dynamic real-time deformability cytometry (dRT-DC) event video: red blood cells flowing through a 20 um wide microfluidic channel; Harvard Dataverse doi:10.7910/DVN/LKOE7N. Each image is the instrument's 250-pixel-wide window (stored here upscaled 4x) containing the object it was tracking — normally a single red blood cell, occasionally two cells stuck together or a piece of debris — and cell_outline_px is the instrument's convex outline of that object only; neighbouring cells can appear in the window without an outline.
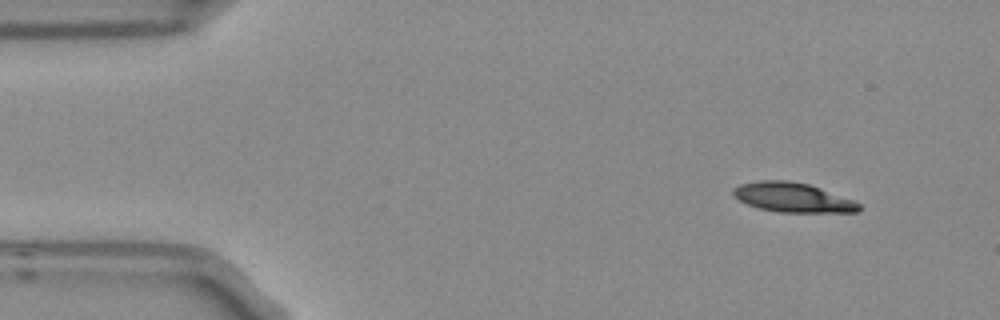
{"species": "Egyptian fruit bat (a non-hibernating species)", "species_latin": "Rousettus aegyptiacus", "temperature_condition": "room temperature", "stored_images_in_passage": 4, "camera_frame_rate_fps": 3000, "um_per_image_px": 0.085, "frame": {"image": 1, "passage_image": 1, "time_ms": 0.0, "image_size_px": [1000, 320], "cell_outline_px": [[860, 208], [856, 212], [780, 212], [760, 208], [748, 204], [732, 196], [732, 188], [740, 184], [760, 180], [788, 180], [808, 184], [856, 200], [860, 204]], "centroid_in_image_um": [67.38, 16.77], "position_along_channel_um": 17.6, "area_um2": 21.62}}
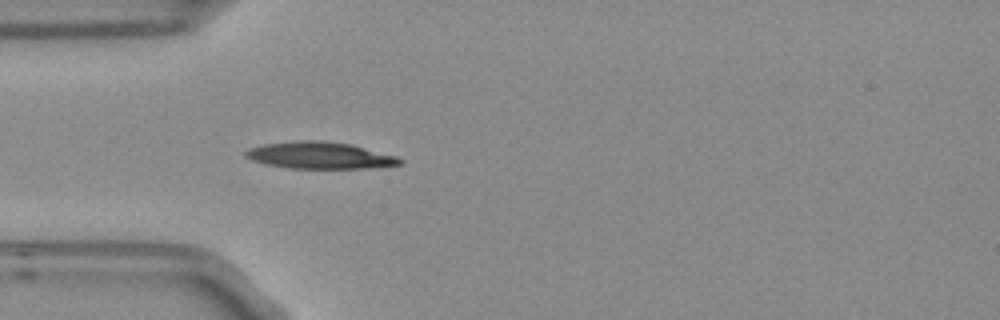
{"frame": {"image": 2, "passage_image": 4, "time_ms": 1.0, "image_size_px": [1000, 320], "cell_outline_px": [[404, 164], [364, 168], [288, 168], [268, 164], [252, 160], [244, 156], [244, 152], [248, 148], [264, 144], [296, 140], [320, 140], [352, 144], [396, 156], [404, 160]], "centroid_in_image_um": [27.18, 13.2], "position_along_channel_um": 57.8, "area_um2": 24.1}}